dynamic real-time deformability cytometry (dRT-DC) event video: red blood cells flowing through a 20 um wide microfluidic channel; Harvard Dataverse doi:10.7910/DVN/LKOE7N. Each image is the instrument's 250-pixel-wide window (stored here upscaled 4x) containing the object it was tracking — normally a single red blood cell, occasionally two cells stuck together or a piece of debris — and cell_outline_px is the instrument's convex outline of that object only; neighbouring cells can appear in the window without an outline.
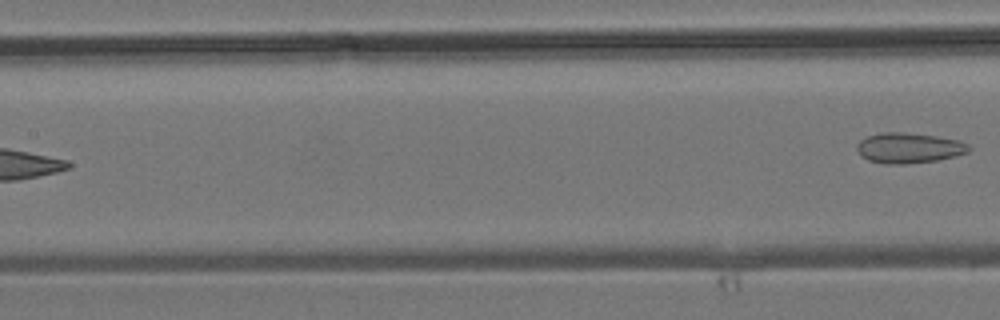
{"species": "common noctule bat (a hibernating species)", "species_latin": "Nyctalus noctula", "temperature_condition": "room temperature", "stored_images_in_passage": 4, "segment_of_instrument_passage": [2, 2], "camera_frame_rate_fps": 3000, "um_per_image_px": 0.085, "animal": {"sex": "male", "body_mass_g": 19.2, "forearm_length_mm": 51.8}, "frame": {"image": 1, "passage_image": 4, "time_ms": 3.333, "image_size_px": [1000, 320], "cell_outline_px": [[972, 148], [968, 152], [956, 156], [940, 160], [904, 164], [884, 164], [868, 160], [860, 156], [856, 148], [856, 144], [860, 140], [868, 136], [880, 132], [904, 132], [936, 136], [960, 140], [968, 144]], "centroid_in_image_um": [77.26, 12.58], "position_along_channel_um": 130.1, "area_um2": 20.11}}